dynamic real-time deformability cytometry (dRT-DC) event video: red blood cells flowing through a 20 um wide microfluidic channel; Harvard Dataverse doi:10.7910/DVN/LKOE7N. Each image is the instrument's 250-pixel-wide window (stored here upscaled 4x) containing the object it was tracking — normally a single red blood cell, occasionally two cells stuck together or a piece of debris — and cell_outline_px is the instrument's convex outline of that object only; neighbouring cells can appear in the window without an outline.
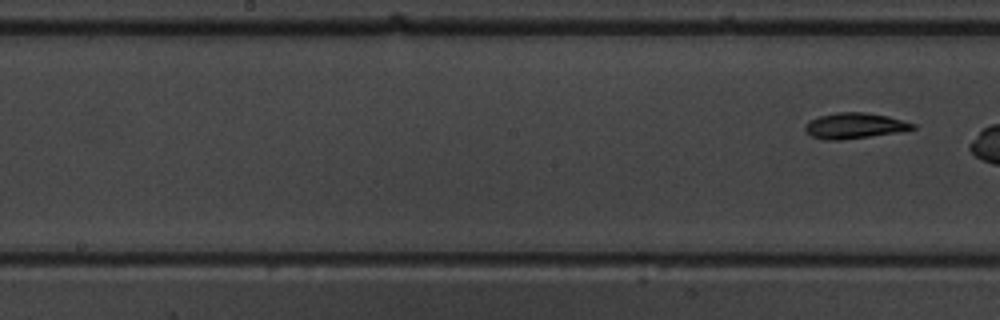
{"species": "common noctule bat (a hibernating species)", "species_latin": "Nyctalus noctula", "temperature_condition": "warm", "stored_images_in_passage": 6, "segment_of_instrument_passage": [2, 2], "camera_frame_rate_fps": 3000, "um_per_image_px": 0.085, "animal": {"sex": "male", "body_mass_g": 19.5, "forearm_length_mm": 54.6}, "frame": {"image": 1, "passage_image": 6, "time_ms": 6.667, "image_size_px": [1000, 320], "cell_outline_px": [[916, 128], [896, 132], [840, 140], [828, 140], [812, 136], [804, 132], [804, 128], [812, 120], [820, 116], [836, 112], [868, 112], [888, 116], [916, 124]], "centroid_in_image_um": [72.64, 10.67], "position_along_channel_um": 175.6, "area_um2": 15.84}}